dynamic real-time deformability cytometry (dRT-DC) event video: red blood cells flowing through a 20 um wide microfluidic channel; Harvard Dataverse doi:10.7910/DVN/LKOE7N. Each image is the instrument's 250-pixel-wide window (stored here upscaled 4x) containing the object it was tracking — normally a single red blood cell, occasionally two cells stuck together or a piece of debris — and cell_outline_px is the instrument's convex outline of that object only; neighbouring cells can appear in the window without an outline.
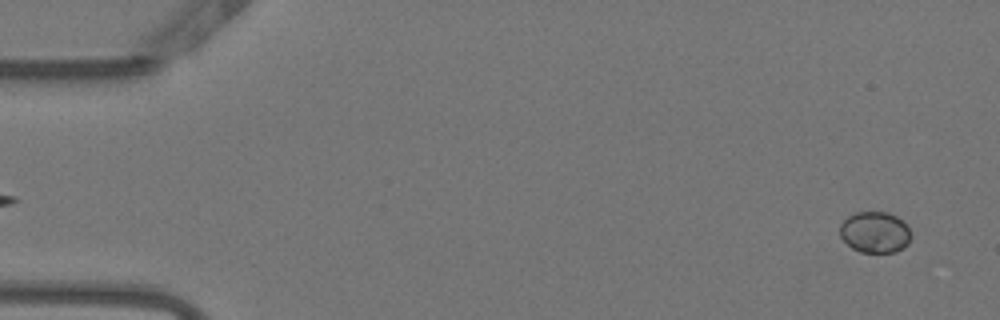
{"species": "Egyptian fruit bat (a non-hibernating species)", "species_latin": "Rousettus aegyptiacus", "temperature_condition": "warm", "stored_images_in_passage": 53, "camera_frame_rate_fps": 3000, "um_per_image_px": 0.085, "animal": {"sex": "female"}, "frame": {"image": 1, "passage_image": 3, "time_ms": 0.667, "image_size_px": [1000, 320], "cell_outline_px": [[908, 244], [904, 248], [896, 252], [860, 252], [852, 248], [840, 236], [840, 224], [848, 216], [856, 212], [888, 212], [896, 216], [908, 228]], "centroid_in_image_um": [74.33, 19.74], "position_along_channel_um": 10.7, "area_um2": 16.82}}
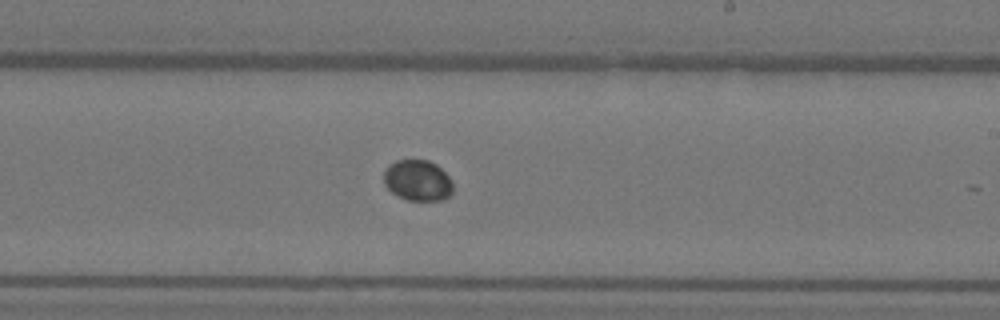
{"frame": {"image": 2, "passage_image": 32, "time_ms": 10.333, "image_size_px": [1000, 320], "cell_outline_px": [[452, 192], [448, 196], [440, 200], [408, 200], [392, 192], [384, 184], [384, 172], [388, 164], [396, 160], [428, 160], [436, 164], [448, 176], [452, 184]], "centroid_in_image_um": [35.48, 15.32], "position_along_channel_um": 253.5, "area_um2": 16.3}}
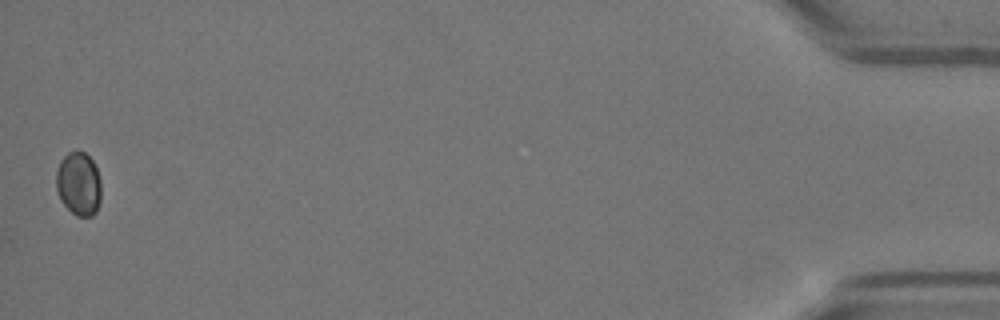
{"frame": {"image": 3, "passage_image": 53, "time_ms": 17.333, "image_size_px": [1000, 320], "cell_outline_px": [[100, 200], [96, 212], [92, 216], [76, 216], [60, 200], [56, 188], [56, 172], [60, 160], [68, 152], [76, 148], [84, 152], [92, 160], [96, 168], [100, 180]], "centroid_in_image_um": [6.67, 15.59], "position_along_channel_um": 428.5, "area_um2": 16.82}}